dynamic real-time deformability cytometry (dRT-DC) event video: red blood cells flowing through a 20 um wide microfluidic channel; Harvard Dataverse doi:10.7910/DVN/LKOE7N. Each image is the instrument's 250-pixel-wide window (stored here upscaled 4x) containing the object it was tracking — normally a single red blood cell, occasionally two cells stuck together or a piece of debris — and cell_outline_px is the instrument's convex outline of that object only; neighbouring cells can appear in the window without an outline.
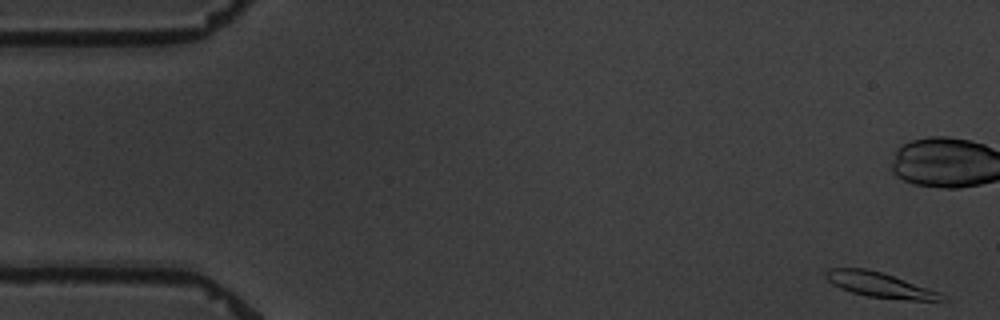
{"species": "common noctule bat (a hibernating species)", "species_latin": "Nyctalus noctula", "temperature_condition": "warm", "stored_images_in_passage": 15, "camera_frame_rate_fps": 3000, "um_per_image_px": 0.085, "animal": {"sex": "male", "body_mass_g": 19.5, "forearm_length_mm": 54.6}, "frame": {"image": 1, "passage_image": 1, "time_ms": 0.0, "image_size_px": [1000, 320], "cell_outline_px": [[948, 300], [908, 300], [868, 296], [852, 292], [840, 288], [832, 284], [824, 276], [824, 272], [828, 268], [864, 268], [880, 272], [940, 292]], "centroid_in_image_um": [74.73, 24.21], "position_along_channel_um": 10.3, "area_um2": 16.59}}